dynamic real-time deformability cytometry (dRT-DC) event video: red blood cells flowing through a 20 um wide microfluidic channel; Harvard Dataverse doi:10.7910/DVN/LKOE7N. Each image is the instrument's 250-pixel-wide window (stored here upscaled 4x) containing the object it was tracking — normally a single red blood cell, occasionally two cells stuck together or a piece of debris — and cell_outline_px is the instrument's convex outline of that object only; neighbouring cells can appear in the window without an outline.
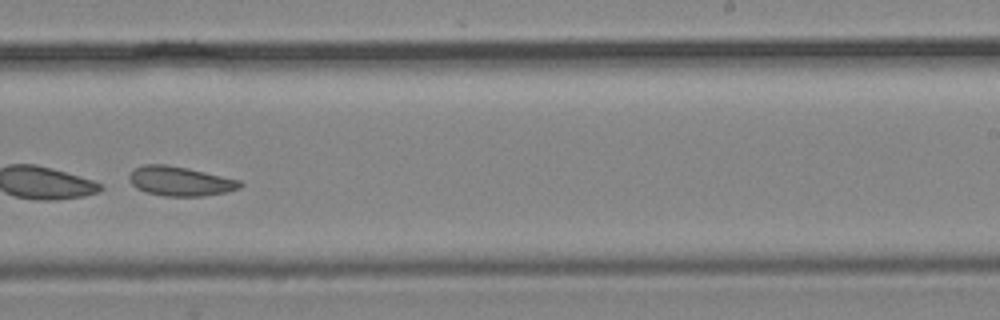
{"species": "common noctule bat (a hibernating species)", "species_latin": "Nyctalus noctula", "temperature_condition": "cold", "stored_images_in_passage": 24, "camera_frame_rate_fps": 3000, "um_per_image_px": 0.085, "animal": {"sex": "male", "body_mass_g": 19.2, "forearm_length_mm": 51.8}, "frame": {"image": 1, "passage_image": 17, "time_ms": 5.333, "image_size_px": [1000, 320], "cell_outline_px": [[244, 184], [240, 188], [228, 192], [204, 196], [164, 196], [144, 192], [136, 188], [132, 184], [128, 176], [136, 168], [144, 164], [164, 164], [188, 168], [240, 180]], "centroid_in_image_um": [15.33, 15.41], "position_along_channel_um": 273.7, "area_um2": 19.07}}